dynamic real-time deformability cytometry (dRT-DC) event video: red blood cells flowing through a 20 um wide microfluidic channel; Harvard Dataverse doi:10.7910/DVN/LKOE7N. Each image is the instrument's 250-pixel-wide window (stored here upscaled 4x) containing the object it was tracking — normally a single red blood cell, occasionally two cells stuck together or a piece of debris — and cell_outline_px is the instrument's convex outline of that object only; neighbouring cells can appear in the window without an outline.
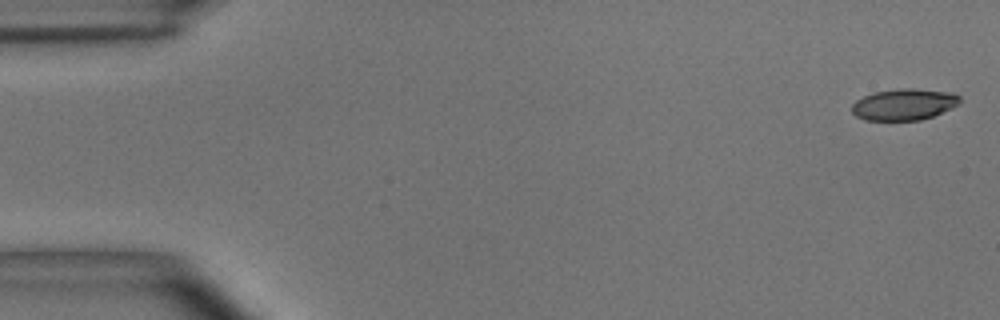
{"species": "common noctule bat (a hibernating species)", "species_latin": "Nyctalus noctula", "temperature_condition": "room temperature", "stored_images_in_passage": 5, "camera_frame_rate_fps": 3000, "um_per_image_px": 0.085, "animal": {"sex": "male", "body_mass_g": 15.6}, "frame": {"image": 1, "passage_image": 1, "time_ms": 0.0, "image_size_px": [1000, 320], "cell_outline_px": [[960, 104], [952, 108], [932, 116], [920, 120], [864, 120], [856, 116], [852, 112], [852, 104], [856, 100], [864, 96], [876, 92], [900, 88], [912, 88], [952, 92], [960, 96]], "centroid_in_image_um": [76.86, 8.87], "position_along_channel_um": 8.1, "area_um2": 19.77}}